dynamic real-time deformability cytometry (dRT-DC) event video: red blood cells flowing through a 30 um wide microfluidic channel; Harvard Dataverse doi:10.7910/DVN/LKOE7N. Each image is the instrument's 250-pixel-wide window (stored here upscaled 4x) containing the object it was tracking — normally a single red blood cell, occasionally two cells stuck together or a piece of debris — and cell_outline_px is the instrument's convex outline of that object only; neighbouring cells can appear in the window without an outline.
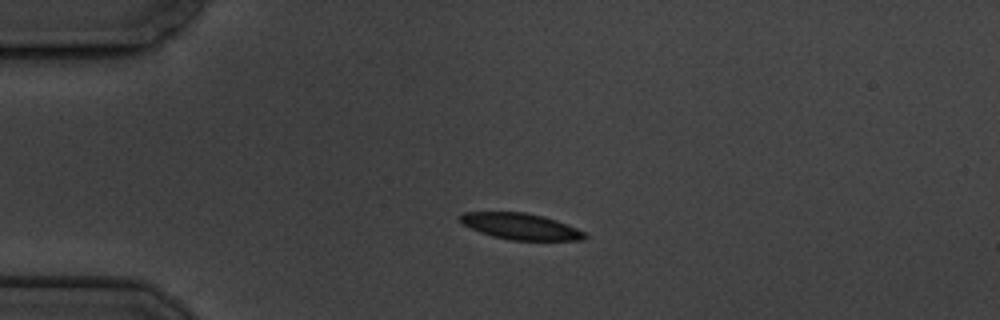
{"species": "common noctule bat (a hibernating species)", "species_latin": "Nyctalus noctula", "temperature_condition": "cold", "stored_images_in_passage": 6, "camera_frame_rate_fps": 3000, "um_per_image_px": 0.085, "animal": {"sex": "male", "body_mass_g": 19.5, "forearm_length_mm": 54.6}, "frame": {"image": 1, "passage_image": 4, "time_ms": 3.333, "image_size_px": [1000, 320], "cell_outline_px": [[588, 236], [584, 240], [512, 240], [492, 236], [480, 232], [464, 224], [456, 216], [464, 212], [524, 212], [544, 216], [556, 220], [576, 228], [584, 232]], "centroid_in_image_um": [44.25, 19.24], "position_along_channel_um": 40.8, "area_um2": 18.96}}
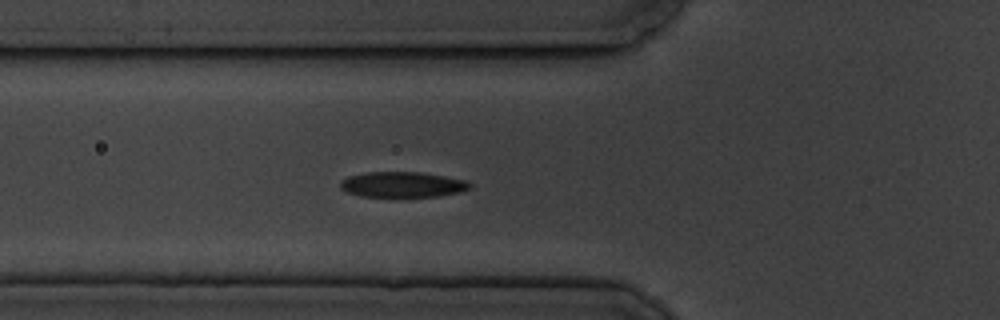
{"frame": {"image": 2, "passage_image": 6, "time_ms": 5.667, "image_size_px": [1000, 320], "cell_outline_px": [[472, 188], [460, 192], [436, 196], [360, 196], [348, 192], [340, 188], [340, 180], [348, 176], [364, 172], [420, 172], [468, 180], [472, 184]], "centroid_in_image_um": [34.22, 15.67], "position_along_channel_um": 91.6, "area_um2": 19.25}}